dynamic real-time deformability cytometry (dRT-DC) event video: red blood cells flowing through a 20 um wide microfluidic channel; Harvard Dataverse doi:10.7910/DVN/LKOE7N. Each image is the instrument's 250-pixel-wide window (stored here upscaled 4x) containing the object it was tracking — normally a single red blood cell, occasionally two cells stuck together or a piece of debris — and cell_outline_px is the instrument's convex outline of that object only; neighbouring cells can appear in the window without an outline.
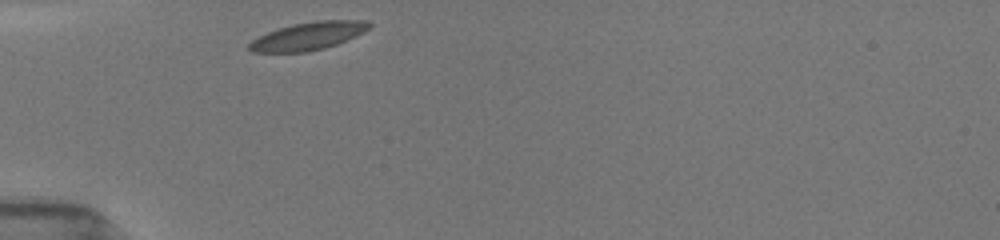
{"species": "common noctule bat (a hibernating species)", "species_latin": "Nyctalus noctula", "temperature_condition": "room temperature", "stored_images_in_passage": 10, "camera_frame_rate_fps": 3000, "um_per_image_px": 0.085, "animal": {"sex": "female", "body_mass_g": 19.5, "forearm_length_mm": 54.1}, "frame": {"image": 1, "passage_image": 1, "time_ms": 0.0, "image_size_px": [1000, 240], "cell_outline_px": [[372, 24], [364, 32], [356, 36], [336, 44], [324, 48], [308, 52], [252, 52], [248, 48], [248, 44], [252, 40], [268, 32], [292, 24], [316, 20], [364, 20]], "centroid_in_image_um": [26.2, 3.06], "position_along_channel_um": 58.8, "area_um2": 19.36}}
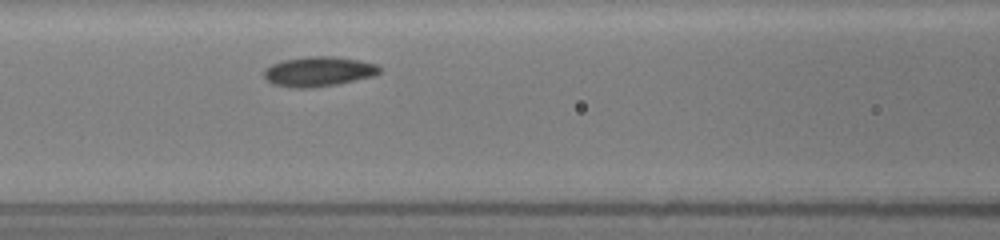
{"frame": {"image": 2, "passage_image": 7, "time_ms": 2.333, "image_size_px": [1000, 240], "cell_outline_px": [[384, 68], [376, 76], [336, 84], [312, 88], [292, 88], [272, 84], [264, 76], [264, 68], [272, 64], [284, 60], [308, 56], [332, 56], [360, 60], [376, 64]], "centroid_in_image_um": [27.11, 6.08], "position_along_channel_um": 139.5, "area_um2": 20.29}}
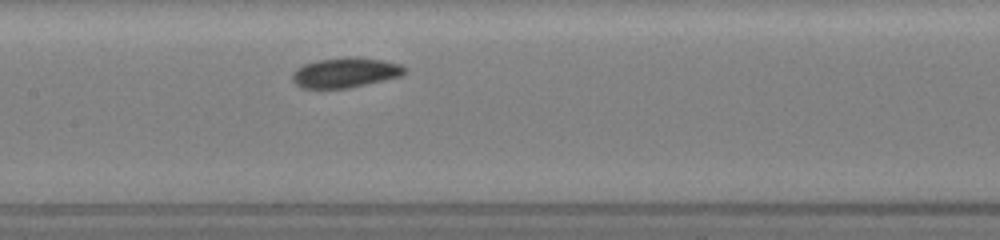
{"frame": {"image": 3, "passage_image": 10, "time_ms": 3.333, "image_size_px": [1000, 240], "cell_outline_px": [[408, 72], [400, 76], [384, 80], [348, 88], [300, 88], [292, 80], [292, 72], [296, 68], [304, 64], [316, 60], [348, 56], [356, 56], [384, 60], [400, 64], [408, 68]], "centroid_in_image_um": [29.36, 6.15], "position_along_channel_um": 178.0, "area_um2": 19.94}}